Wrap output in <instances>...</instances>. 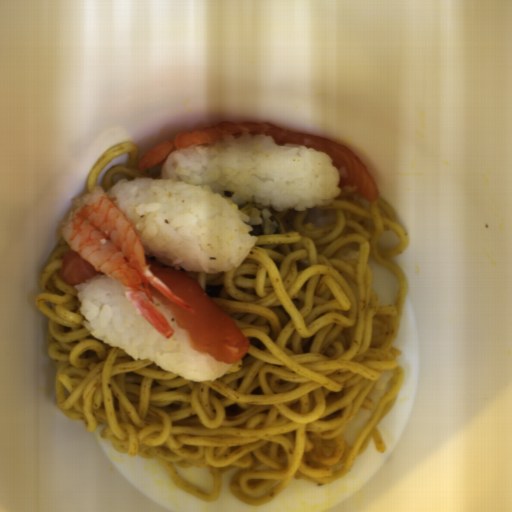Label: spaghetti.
Instances as JSON below:
<instances>
[{
	"label": "spaghetti",
	"instance_id": "obj_1",
	"mask_svg": "<svg viewBox=\"0 0 512 512\" xmlns=\"http://www.w3.org/2000/svg\"><path fill=\"white\" fill-rule=\"evenodd\" d=\"M335 212L330 227L305 222L308 209L278 211V227L248 232L256 242L239 267L185 271L249 341L244 358L220 378L192 381L108 347L83 324L76 289L62 278L60 239L42 271L34 303L48 319L46 352L54 364L57 403L68 419L106 439L119 454L160 465L188 494L229 493L251 506L281 495L292 481L332 484L351 472L368 444L386 449L378 424L398 398L405 369L395 346L404 311L406 273L394 259L408 235L384 198L359 203L340 198L321 208ZM399 236L391 250L381 235ZM356 246L355 267L336 253ZM79 254V253H78ZM373 258L399 282L396 302L378 306L367 265ZM397 377L358 438L343 431L381 372ZM209 467L214 491L186 484L175 467Z\"/></svg>",
	"mask_w": 512,
	"mask_h": 512
},
{
	"label": "spaghetti",
	"instance_id": "obj_2",
	"mask_svg": "<svg viewBox=\"0 0 512 512\" xmlns=\"http://www.w3.org/2000/svg\"><path fill=\"white\" fill-rule=\"evenodd\" d=\"M127 153L128 160L126 165H119L110 170L103 178V190L106 191L114 185L118 180L126 179L133 180L136 177H149L159 178L162 172L163 164L140 170L138 162L139 149L137 145L133 143H121L116 147L105 152L99 161L95 164L89 174L88 179V194L95 188L98 187V179L100 170L111 160Z\"/></svg>",
	"mask_w": 512,
	"mask_h": 512
}]
</instances>
